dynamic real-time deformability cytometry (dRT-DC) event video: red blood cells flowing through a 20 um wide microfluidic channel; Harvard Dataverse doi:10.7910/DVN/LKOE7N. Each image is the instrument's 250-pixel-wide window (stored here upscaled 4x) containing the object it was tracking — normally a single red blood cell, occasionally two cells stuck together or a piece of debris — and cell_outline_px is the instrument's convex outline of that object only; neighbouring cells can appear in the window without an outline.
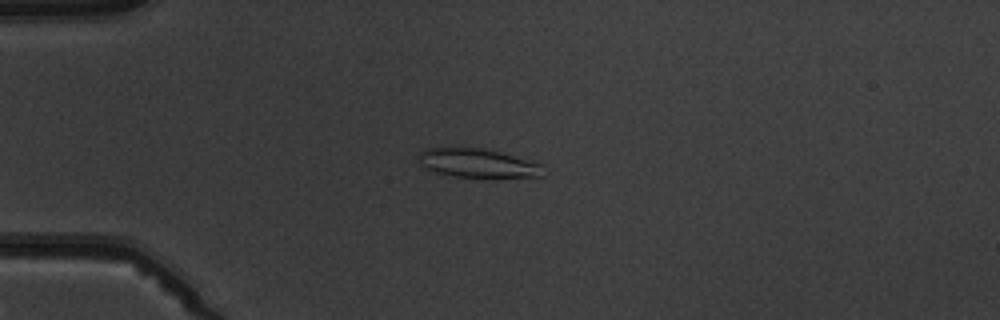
{"species": "common noctule bat (a hibernating species)", "species_latin": "Nyctalus noctula", "temperature_condition": "warm", "stored_images_in_passage": 6, "camera_frame_rate_fps": 3000, "um_per_image_px": 0.085, "animal": {"sex": "male", "body_mass_g": 19.5, "forearm_length_mm": 54.6}, "frame": {"image": 1, "passage_image": 4, "time_ms": 4.333, "image_size_px": [1000, 320], "cell_outline_px": [[544, 176], [456, 176], [436, 172], [420, 164], [420, 152], [424, 148], [460, 144], [500, 152], [540, 164]], "centroid_in_image_um": [40.48, 13.79], "position_along_channel_um": 44.5, "area_um2": 20.81}}
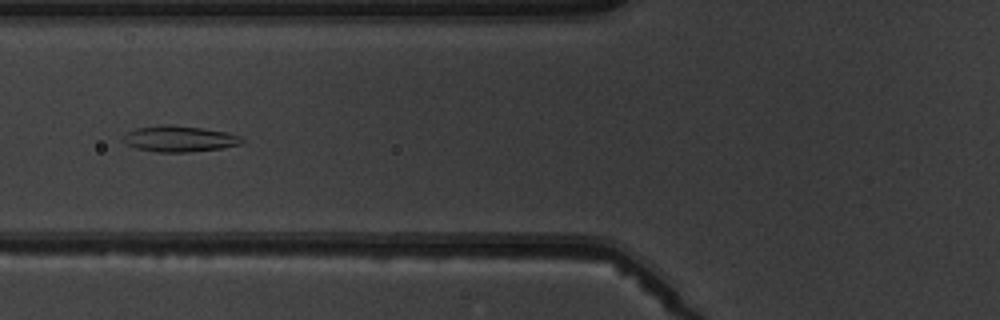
{"frame": {"image": 2, "passage_image": 6, "time_ms": 6.667, "image_size_px": [1000, 320], "cell_outline_px": [[244, 140], [240, 144], [220, 148], [188, 152], [156, 152], [136, 148], [120, 140], [128, 132], [136, 128], [164, 124], [172, 124], [204, 128], [228, 132], [240, 136]], "centroid_in_image_um": [15.24, 11.78], "position_along_channel_um": 110.6, "area_um2": 18.03}}